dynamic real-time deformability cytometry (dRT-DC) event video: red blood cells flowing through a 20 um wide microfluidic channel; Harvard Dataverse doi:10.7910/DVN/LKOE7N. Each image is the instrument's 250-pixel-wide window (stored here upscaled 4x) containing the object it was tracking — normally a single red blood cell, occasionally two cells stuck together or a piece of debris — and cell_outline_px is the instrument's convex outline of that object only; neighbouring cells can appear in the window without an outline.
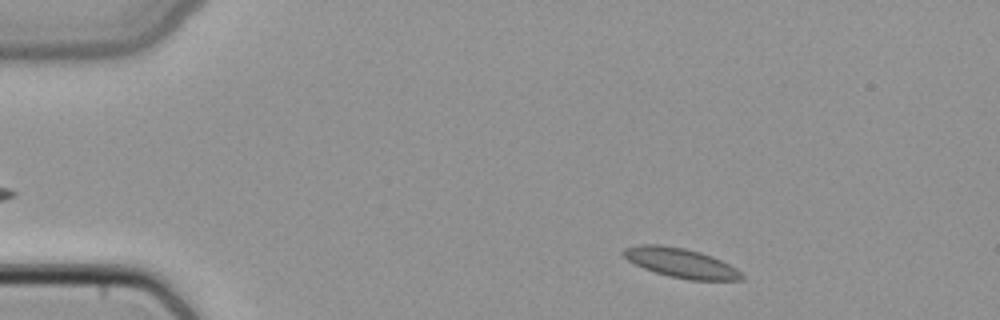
{"species": "common noctule bat (a hibernating species)", "species_latin": "Nyctalus noctula", "temperature_condition": "cold", "stored_images_in_passage": 45, "camera_frame_rate_fps": 3000, "um_per_image_px": 0.085, "animal": {"sex": "female", "body_mass_g": 22.7, "forearm_length_mm": 54.2}, "frame": {"image": 1, "passage_image": 4, "time_ms": 1.0, "image_size_px": [1000, 320], "cell_outline_px": [[744, 276], [740, 280], [688, 280], [656, 272], [644, 268], [628, 260], [620, 252], [624, 248], [640, 244], [660, 244], [684, 248], [700, 252], [712, 256], [736, 268]], "centroid_in_image_um": [57.85, 22.33], "position_along_channel_um": 27.1, "area_um2": 20.11}}
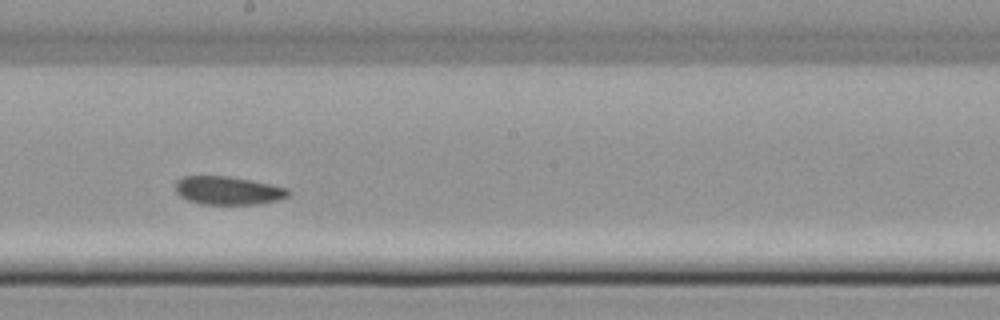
{"frame": {"image": 2, "passage_image": 24, "time_ms": 7.667, "image_size_px": [1000, 320], "cell_outline_px": [[292, 192], [288, 196], [276, 200], [256, 204], [200, 204], [188, 200], [180, 196], [176, 192], [176, 180], [184, 176], [228, 176], [288, 188]], "centroid_in_image_um": [19.36, 16.2], "position_along_channel_um": 228.8, "area_um2": 18.44}}
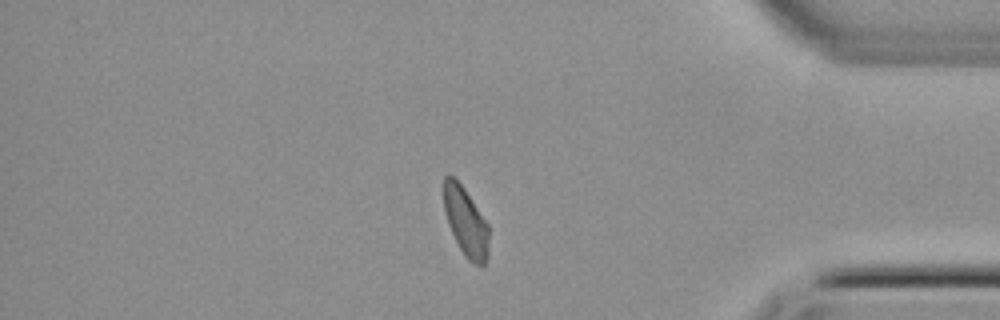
{"frame": {"image": 3, "passage_image": 38, "time_ms": 12.333, "image_size_px": [1000, 320], "cell_outline_px": [[488, 256], [484, 264], [472, 264], [464, 256], [448, 224], [444, 212], [444, 176], [452, 176], [464, 188], [488, 224]], "centroid_in_image_um": [39.59, 18.87], "position_along_channel_um": 395.6, "area_um2": 17.8}}